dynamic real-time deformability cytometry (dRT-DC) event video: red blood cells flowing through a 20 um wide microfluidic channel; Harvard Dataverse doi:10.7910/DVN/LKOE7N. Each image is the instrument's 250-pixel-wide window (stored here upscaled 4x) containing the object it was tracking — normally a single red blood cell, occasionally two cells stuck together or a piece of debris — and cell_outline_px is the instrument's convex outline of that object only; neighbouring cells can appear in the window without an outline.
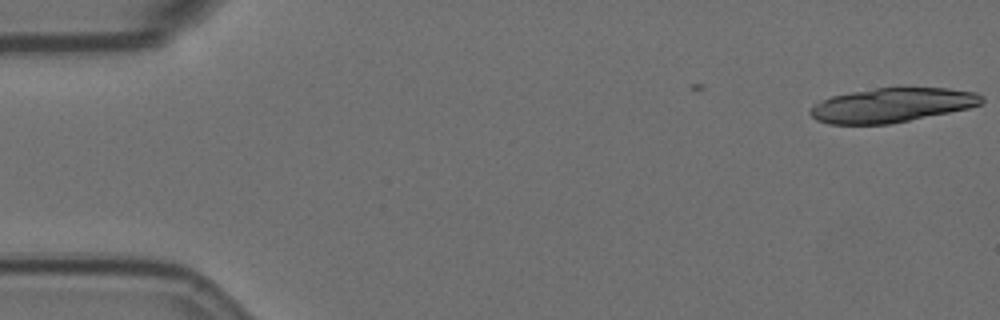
{"species": "Egyptian fruit bat (a non-hibernating species)", "species_latin": "Rousettus aegyptiacus", "temperature_condition": "room temperature", "stored_images_in_passage": 4, "camera_frame_rate_fps": 3000, "um_per_image_px": 0.085, "animal": {"sex": "female"}, "frame": {"image": 1, "passage_image": 4, "time_ms": 1.0, "image_size_px": [1000, 320], "cell_outline_px": [[984, 100], [980, 104], [968, 108], [888, 124], [828, 124], [816, 120], [808, 112], [812, 104], [820, 100], [832, 96], [852, 92], [900, 84], [948, 88], [976, 92], [984, 96]], "centroid_in_image_um": [75.81, 8.89], "position_along_channel_um": 9.2, "area_um2": 35.14}}